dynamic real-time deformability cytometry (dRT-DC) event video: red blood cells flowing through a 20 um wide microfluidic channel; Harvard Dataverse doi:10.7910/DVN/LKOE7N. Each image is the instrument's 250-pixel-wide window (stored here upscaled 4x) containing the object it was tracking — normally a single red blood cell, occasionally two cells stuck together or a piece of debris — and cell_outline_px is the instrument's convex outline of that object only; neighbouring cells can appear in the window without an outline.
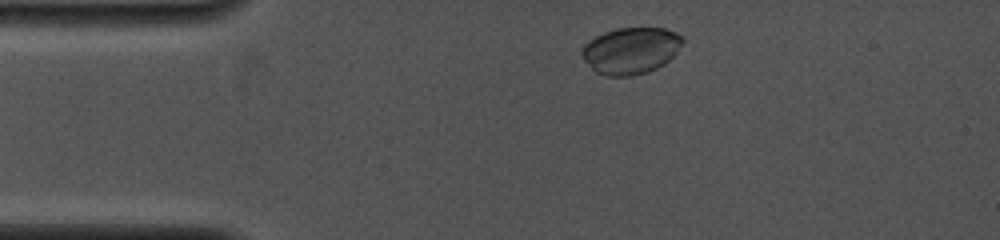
{"species": "common noctule bat (a hibernating species)", "species_latin": "Nyctalus noctula", "temperature_condition": "cold", "stored_images_in_passage": 5, "camera_frame_rate_fps": 4000, "um_per_image_px": 0.085, "animal": {"sex": "female", "body_mass_g": 19.0, "forearm_length_mm": 53.3}, "frame": {"image": 1, "passage_image": 2, "time_ms": 0.75, "image_size_px": [1000, 240], "cell_outline_px": [[684, 40], [676, 52], [664, 64], [648, 72], [632, 76], [608, 76], [596, 72], [584, 60], [580, 52], [584, 44], [588, 40], [604, 32], [616, 28], [664, 28], [676, 32], [684, 36]], "centroid_in_image_um": [53.61, 4.29], "position_along_channel_um": 31.4, "area_um2": 27.4}}